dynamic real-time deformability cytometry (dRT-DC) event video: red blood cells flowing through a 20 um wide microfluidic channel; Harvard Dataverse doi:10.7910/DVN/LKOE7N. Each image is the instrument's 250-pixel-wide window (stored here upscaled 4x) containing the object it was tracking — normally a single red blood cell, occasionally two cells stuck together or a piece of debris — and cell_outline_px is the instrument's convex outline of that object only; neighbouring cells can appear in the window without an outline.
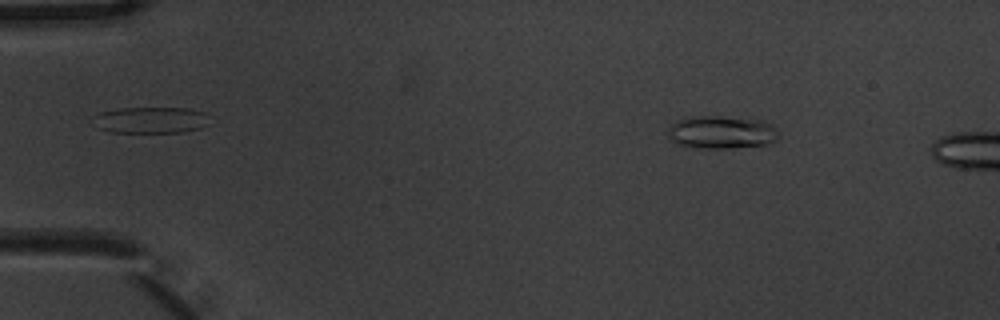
{"species": "common noctule bat (a hibernating species)", "species_latin": "Nyctalus noctula", "temperature_condition": "warm", "stored_images_in_passage": 4, "camera_frame_rate_fps": 3000, "um_per_image_px": 0.085, "animal": {"sex": "male", "body_mass_g": 20.1, "forearm_length_mm": 53.5}, "frame": {"image": 1, "passage_image": 1, "time_ms": 0.0, "image_size_px": [1000, 320], "cell_outline_px": [[780, 136], [776, 140], [768, 144], [736, 148], [692, 148], [676, 144], [668, 136], [668, 128], [676, 120], [684, 116], [720, 116], [764, 120], [772, 124], [780, 132]], "centroid_in_image_um": [61.34, 11.24], "position_along_channel_um": 23.7, "area_um2": 21.85}}